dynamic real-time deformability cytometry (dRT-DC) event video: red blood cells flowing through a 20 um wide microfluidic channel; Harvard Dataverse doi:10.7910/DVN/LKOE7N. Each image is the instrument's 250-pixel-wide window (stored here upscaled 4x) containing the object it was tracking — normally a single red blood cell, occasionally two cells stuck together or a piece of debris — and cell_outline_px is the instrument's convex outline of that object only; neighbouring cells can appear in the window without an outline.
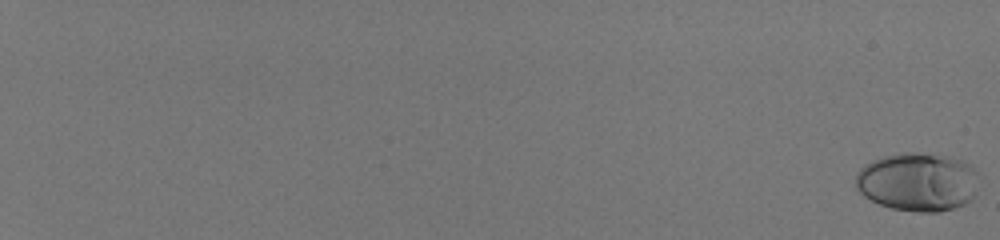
{"species": "human", "species_latin": "Homo sapiens", "temperature_condition": "room temperature", "stored_images_in_passage": 58, "camera_frame_rate_fps": 3000, "um_per_image_px": 0.085, "donor": {"sex": "male"}, "frame": {"image": 1, "passage_image": 1, "time_ms": 0.0, "image_size_px": [1000, 240], "cell_outline_px": [[976, 192], [964, 204], [940, 212], [920, 212], [892, 208], [880, 204], [864, 196], [856, 188], [856, 176], [860, 168], [864, 164], [872, 160], [884, 156], [908, 152], [916, 152], [948, 156], [960, 160], [968, 164], [976, 172]], "centroid_in_image_um": [77.98, 15.46], "position_along_channel_um": 7.0, "area_um2": 41.73}}
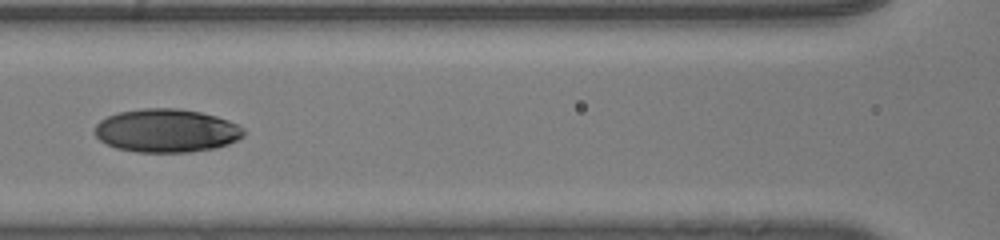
{"frame": {"image": 2, "passage_image": 34, "time_ms": 11.0, "image_size_px": [1000, 240], "cell_outline_px": [[244, 136], [228, 144], [216, 148], [188, 152], [136, 152], [116, 148], [100, 140], [92, 132], [96, 124], [100, 120], [108, 116], [120, 112], [144, 108], [176, 108], [200, 112], [216, 116], [228, 120], [244, 128]], "centroid_in_image_um": [14.14, 11.11], "position_along_channel_um": 152.5, "area_um2": 37.69}}
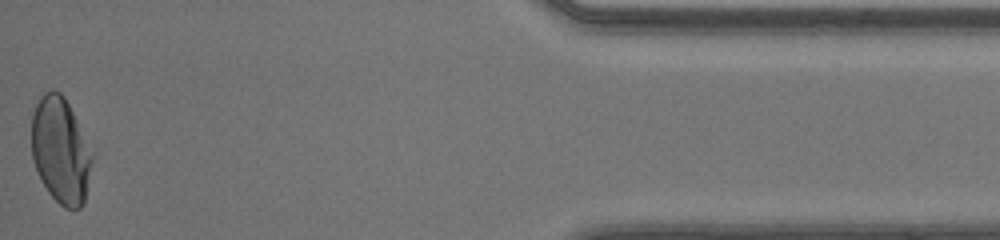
{"frame": {"image": 3, "passage_image": 58, "time_ms": 19.0, "image_size_px": [1000, 240], "cell_outline_px": [[96, 156], [84, 204], [80, 208], [64, 208], [48, 192], [32, 160], [32, 116], [36, 104], [40, 96], [44, 92], [52, 88], [60, 92], [64, 96]], "centroid_in_image_um": [5.2, 12.79], "position_along_channel_um": 430.0, "area_um2": 38.03}, "authors_computed_cell_mechanics": {"area_um2": 37.3099, "velocity_mm_per_s": 4.1349, "shape_relaxation_time_tau1_ms": 5.0486, "shape_relaxation_time_tau2_ms": 1.6255, "deformation_change_tau1": 0.1917, "deformation_change_tau2": 0.0289}}